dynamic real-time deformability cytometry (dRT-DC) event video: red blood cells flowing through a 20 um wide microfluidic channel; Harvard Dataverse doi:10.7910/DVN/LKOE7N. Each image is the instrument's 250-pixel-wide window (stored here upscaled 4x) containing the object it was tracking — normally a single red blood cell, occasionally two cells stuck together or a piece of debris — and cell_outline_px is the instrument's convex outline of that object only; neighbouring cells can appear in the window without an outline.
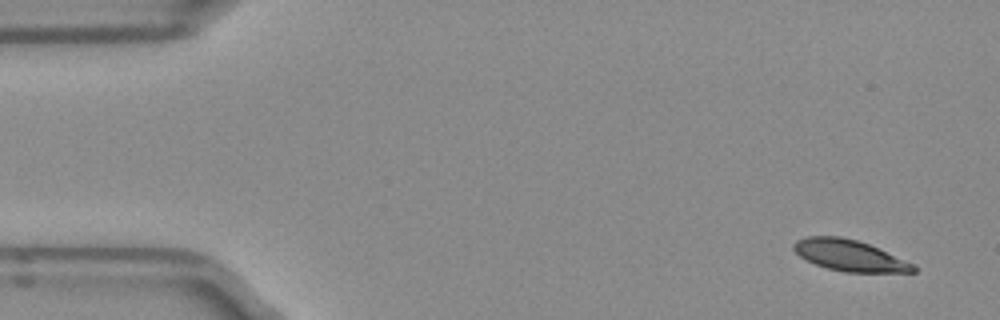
{"species": "Egyptian fruit bat (a non-hibernating species)", "species_latin": "Rousettus aegyptiacus", "temperature_condition": "room temperature", "stored_images_in_passage": 5, "segment_of_instrument_passage": [1, 2], "camera_frame_rate_fps": 3000, "um_per_image_px": 0.085, "frame": {"image": 1, "passage_image": 1, "time_ms": 0.0, "image_size_px": [1000, 320], "cell_outline_px": [[916, 272], [844, 272], [828, 268], [816, 264], [800, 256], [792, 248], [792, 244], [796, 240], [808, 236], [840, 236], [856, 240], [868, 244], [916, 264]], "centroid_in_image_um": [72.22, 21.71], "position_along_channel_um": 12.8, "area_um2": 21.62}}
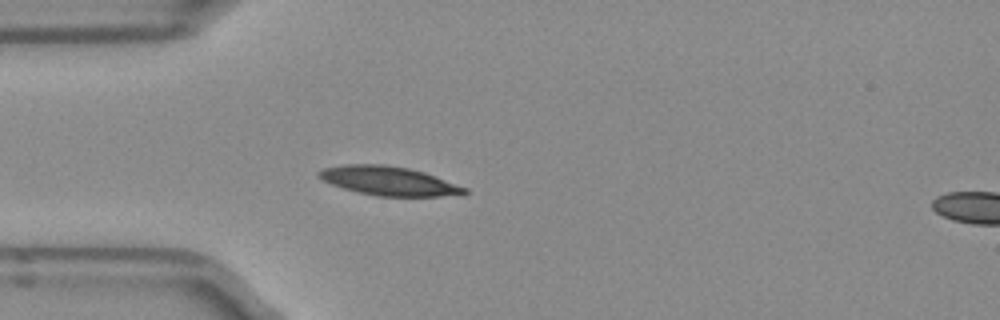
{"frame": {"image": 2, "passage_image": 4, "time_ms": 1.0, "image_size_px": [1000, 320], "cell_outline_px": [[468, 192], [440, 196], [376, 196], [344, 188], [332, 184], [324, 180], [316, 172], [324, 168], [344, 164], [384, 164], [408, 168], [424, 172], [468, 188]], "centroid_in_image_um": [33.04, 15.36], "position_along_channel_um": 52.0, "area_um2": 24.22}}